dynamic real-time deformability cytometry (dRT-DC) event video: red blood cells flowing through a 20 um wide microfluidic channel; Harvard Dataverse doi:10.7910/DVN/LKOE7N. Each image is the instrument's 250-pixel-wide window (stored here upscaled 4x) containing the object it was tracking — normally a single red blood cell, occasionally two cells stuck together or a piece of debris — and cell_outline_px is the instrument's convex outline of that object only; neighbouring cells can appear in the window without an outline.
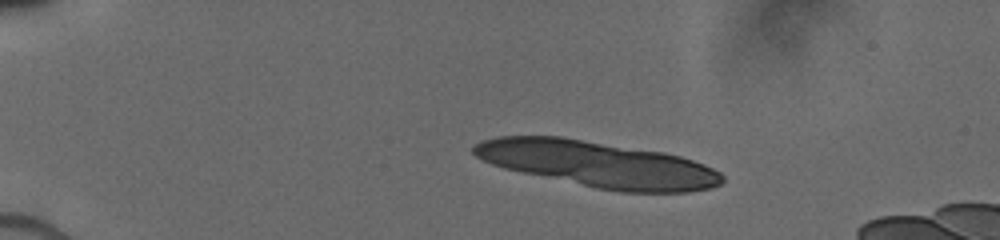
{"species": "human", "species_latin": "Homo sapiens", "temperature_condition": "cold", "stored_images_in_passage": 9, "camera_frame_rate_fps": 3000, "um_per_image_px": 0.085, "donor": {"sex": "male"}, "frame": {"image": 1, "passage_image": 1, "time_ms": 0.0, "image_size_px": [1000, 240], "cell_outline_px": [[724, 180], [720, 184], [712, 188], [688, 192], [620, 192], [596, 188], [504, 168], [492, 164], [476, 156], [472, 152], [472, 148], [480, 140], [500, 136], [560, 136], [664, 152], [680, 156], [704, 164], [720, 172], [724, 176]], "centroid_in_image_um": [50.84, 13.95], "position_along_channel_um": 34.2, "area_um2": 66.47}}